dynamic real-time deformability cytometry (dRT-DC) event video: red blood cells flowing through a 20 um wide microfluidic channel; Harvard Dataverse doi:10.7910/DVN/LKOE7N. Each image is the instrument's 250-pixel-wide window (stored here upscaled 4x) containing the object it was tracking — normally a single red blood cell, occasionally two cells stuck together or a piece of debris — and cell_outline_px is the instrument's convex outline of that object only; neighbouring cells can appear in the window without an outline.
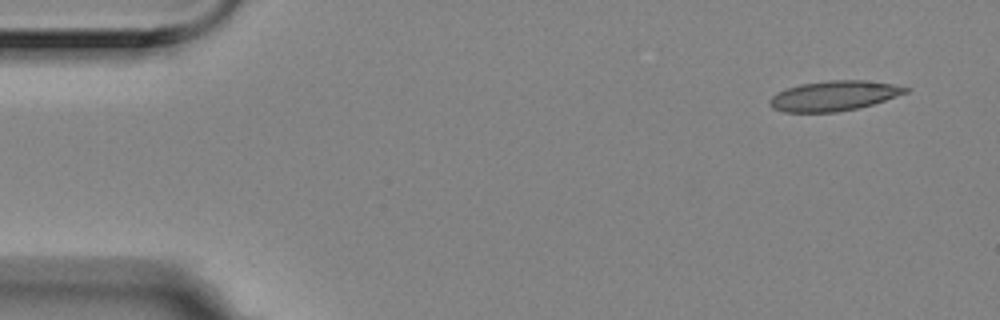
{"species": "Egyptian fruit bat (a non-hibernating species)", "species_latin": "Rousettus aegyptiacus", "temperature_condition": "room temperature", "stored_images_in_passage": 10, "camera_frame_rate_fps": 3000, "um_per_image_px": 0.085, "animal": {"sex": "female"}, "frame": {"image": 1, "passage_image": 1, "time_ms": 0.0, "image_size_px": [1000, 320], "cell_outline_px": [[908, 92], [872, 104], [856, 108], [836, 112], [784, 112], [772, 108], [768, 104], [768, 100], [776, 92], [800, 84], [828, 80], [864, 80], [892, 84], [908, 88]], "centroid_in_image_um": [70.82, 8.14], "position_along_channel_um": 14.2, "area_um2": 23.58}}
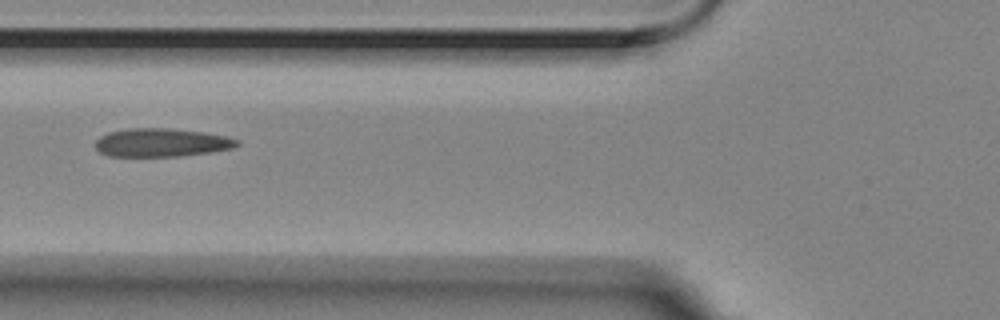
{"frame": {"image": 2, "passage_image": 6, "time_ms": 1.667, "image_size_px": [1000, 320], "cell_outline_px": [[240, 144], [232, 148], [212, 152], [180, 156], [108, 156], [100, 152], [96, 148], [96, 140], [100, 136], [108, 132], [128, 128], [168, 128], [204, 132], [228, 136], [240, 140]], "centroid_in_image_um": [13.75, 12.11], "position_along_channel_um": 112.0, "area_um2": 23.58}}
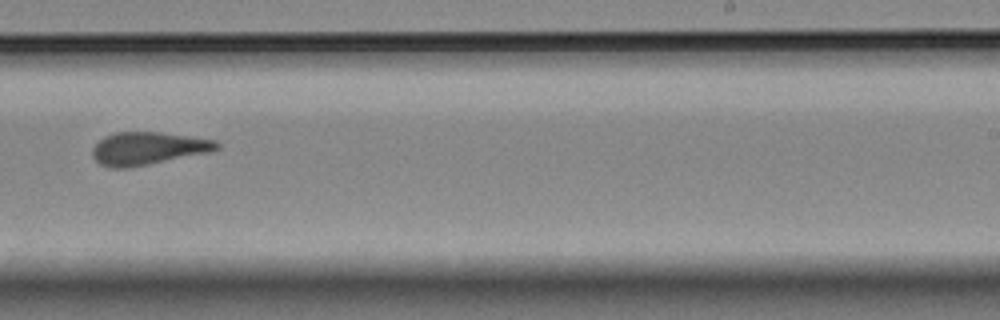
{"frame": {"image": 3, "passage_image": 10, "time_ms": 3.0, "image_size_px": [1000, 320], "cell_outline_px": [[220, 148], [212, 152], [128, 168], [108, 168], [100, 164], [92, 156], [92, 148], [104, 136], [116, 132], [160, 132], [216, 140], [220, 144]], "centroid_in_image_um": [12.59, 12.62], "position_along_channel_um": 276.4, "area_um2": 23.87}}